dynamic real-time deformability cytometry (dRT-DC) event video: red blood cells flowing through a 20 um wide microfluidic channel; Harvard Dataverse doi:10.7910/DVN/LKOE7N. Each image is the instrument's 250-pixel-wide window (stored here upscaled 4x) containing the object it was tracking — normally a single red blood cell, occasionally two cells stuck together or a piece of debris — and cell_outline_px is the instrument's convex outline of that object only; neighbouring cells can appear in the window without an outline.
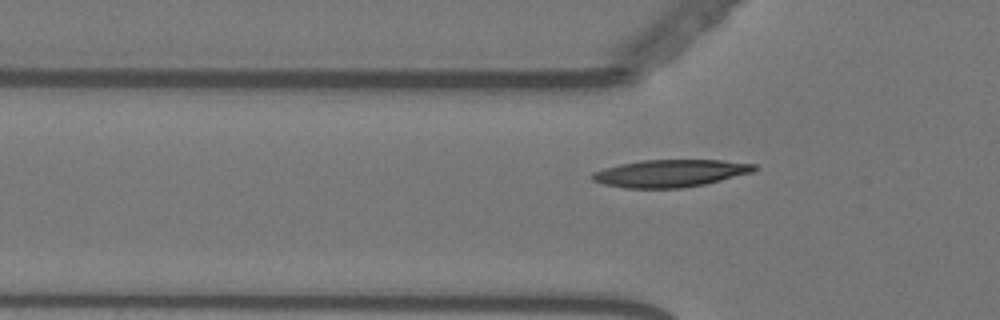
{"species": "Egyptian fruit bat (a non-hibernating species)", "species_latin": "Rousettus aegyptiacus", "temperature_condition": "warm", "stored_images_in_passage": 48, "camera_frame_rate_fps": 3000, "um_per_image_px": 0.085, "animal": {"sex": "female"}, "frame": {"image": 1, "passage_image": 9, "time_ms": 2.667, "image_size_px": [1000, 320], "cell_outline_px": [[756, 168], [752, 172], [704, 184], [684, 188], [624, 188], [604, 184], [592, 180], [592, 172], [604, 168], [620, 164], [644, 160], [720, 160], [756, 164]], "centroid_in_image_um": [56.94, 14.73], "position_along_channel_um": 68.9, "area_um2": 25.66}}
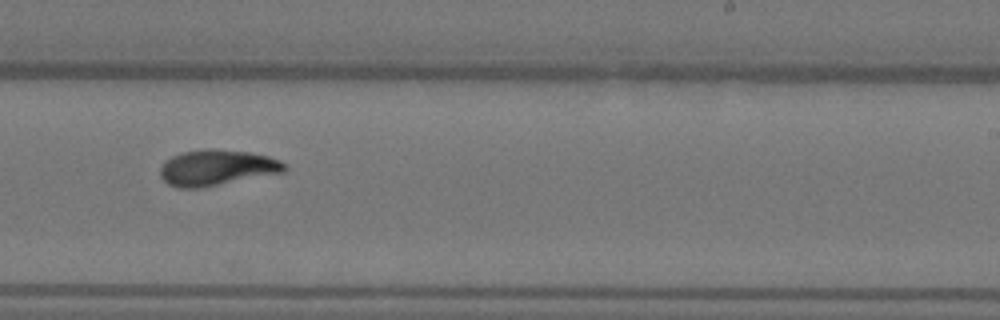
{"frame": {"image": 2, "passage_image": 26, "time_ms": 8.333, "image_size_px": [1000, 320], "cell_outline_px": [[288, 168], [284, 172], [200, 188], [176, 188], [168, 184], [160, 176], [160, 168], [164, 160], [180, 152], [208, 148], [212, 148], [248, 152], [268, 156], [280, 160]], "centroid_in_image_um": [18.4, 14.25], "position_along_channel_um": 270.6, "area_um2": 26.07}}
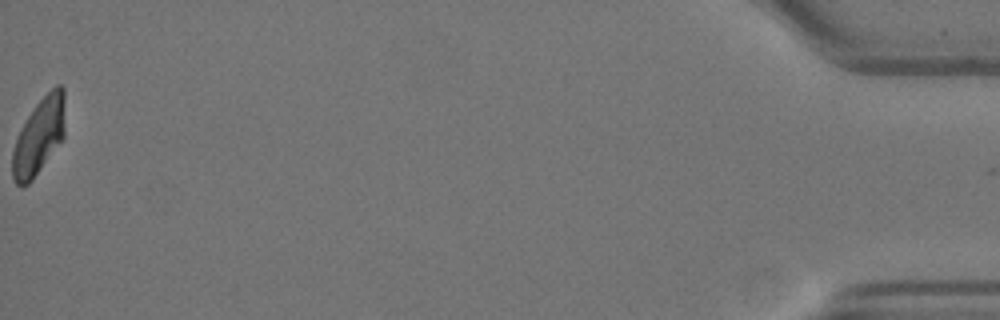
{"frame": {"image": 3, "passage_image": 48, "time_ms": 15.667, "image_size_px": [1000, 320], "cell_outline_px": [[64, 136], [32, 180], [28, 184], [16, 184], [12, 176], [12, 152], [16, 140], [32, 108], [56, 84], [60, 84], [64, 88]], "centroid_in_image_um": [3.32, 11.56], "position_along_channel_um": 431.9, "area_um2": 22.83}, "authors_computed_cell_mechanics": {"area_um2": 24.6228, "velocity_mm_per_s": 3.5521, "shape_relaxation_time_tau1_ms": 5.2689, "shape_relaxation_time_tau2_ms": 2.6521, "deformation_change_tau1": 0.1832, "deformation_change_tau2": 0.0668}}